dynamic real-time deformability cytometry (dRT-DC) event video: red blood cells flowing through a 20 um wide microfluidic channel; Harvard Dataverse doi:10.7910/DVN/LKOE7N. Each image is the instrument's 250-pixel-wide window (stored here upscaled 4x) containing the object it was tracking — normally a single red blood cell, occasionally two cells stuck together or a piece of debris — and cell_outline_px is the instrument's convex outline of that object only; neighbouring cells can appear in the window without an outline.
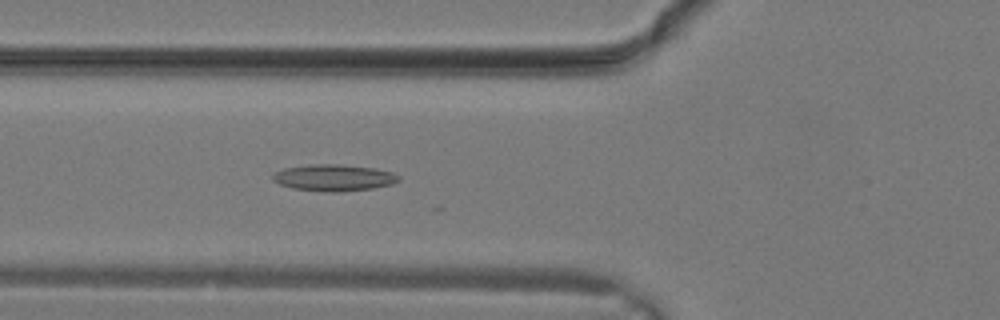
{"species": "common noctule bat (a hibernating species)", "species_latin": "Nyctalus noctula", "temperature_condition": "warm", "stored_images_in_passage": 11, "camera_frame_rate_fps": 3000, "um_per_image_px": 0.085, "animal": {"sex": "male", "body_mass_g": 19.2, "forearm_length_mm": 51.8}, "frame": {"image": 1, "passage_image": 11, "time_ms": 3.333, "image_size_px": [1000, 320], "cell_outline_px": [[400, 180], [392, 184], [372, 188], [340, 192], [324, 192], [292, 188], [280, 184], [272, 180], [272, 176], [276, 172], [284, 168], [308, 164], [340, 164], [376, 168], [392, 172], [400, 176]], "centroid_in_image_um": [28.38, 15.1], "position_along_channel_um": 97.4, "area_um2": 19.65}}